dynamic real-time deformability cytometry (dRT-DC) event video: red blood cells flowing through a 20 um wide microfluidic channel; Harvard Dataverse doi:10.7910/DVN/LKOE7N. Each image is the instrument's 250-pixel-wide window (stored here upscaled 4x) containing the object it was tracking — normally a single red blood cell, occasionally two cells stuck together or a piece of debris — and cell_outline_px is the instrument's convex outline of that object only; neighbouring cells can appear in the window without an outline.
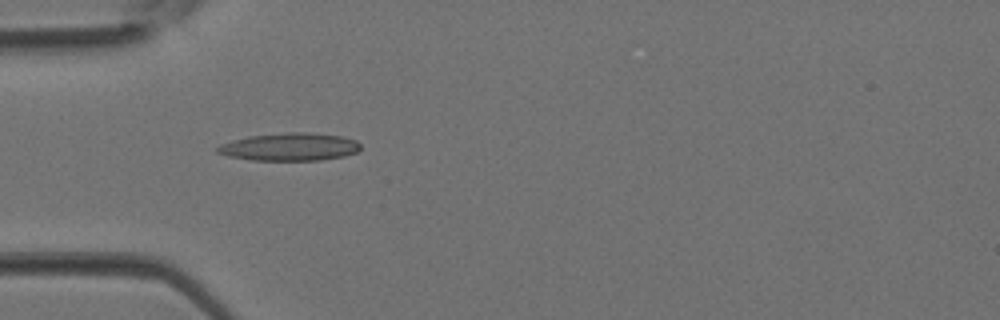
{"species": "Egyptian fruit bat (a non-hibernating species)", "species_latin": "Rousettus aegyptiacus", "temperature_condition": "room temperature", "stored_images_in_passage": 4, "camera_frame_rate_fps": 3000, "um_per_image_px": 0.085, "animal": {"sex": "female"}, "frame": {"image": 1, "passage_image": 4, "time_ms": 1.0, "image_size_px": [1000, 320], "cell_outline_px": [[360, 148], [356, 152], [344, 156], [320, 160], [252, 160], [228, 156], [216, 152], [216, 148], [220, 144], [232, 140], [248, 136], [292, 132], [304, 132], [340, 136], [356, 140], [360, 144]], "centroid_in_image_um": [24.6, 12.48], "position_along_channel_um": 60.4, "area_um2": 23.0}}